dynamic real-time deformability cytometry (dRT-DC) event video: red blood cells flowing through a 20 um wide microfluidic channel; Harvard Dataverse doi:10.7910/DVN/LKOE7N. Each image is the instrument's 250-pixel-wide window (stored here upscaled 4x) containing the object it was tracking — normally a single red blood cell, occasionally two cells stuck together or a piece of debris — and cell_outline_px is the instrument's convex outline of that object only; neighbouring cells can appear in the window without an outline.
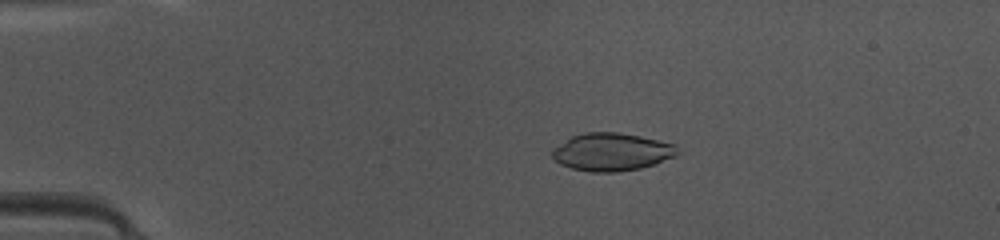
{"species": "common noctule bat (a hibernating species)", "species_latin": "Nyctalus noctula", "temperature_condition": "warm", "stored_images_in_passage": 47, "camera_frame_rate_fps": 3000, "um_per_image_px": 0.085, "animal": {"sex": "female", "body_mass_g": 10.0, "forearm_length_mm": 53.1}, "frame": {"image": 1, "passage_image": 10, "time_ms": 3.0, "image_size_px": [1000, 240], "cell_outline_px": [[680, 152], [676, 156], [656, 164], [640, 168], [616, 172], [592, 172], [572, 168], [560, 164], [552, 156], [552, 148], [572, 136], [584, 132], [616, 132], [640, 136], [676, 144]], "centroid_in_image_um": [52.02, 12.91], "position_along_channel_um": 33.0, "area_um2": 27.69}}
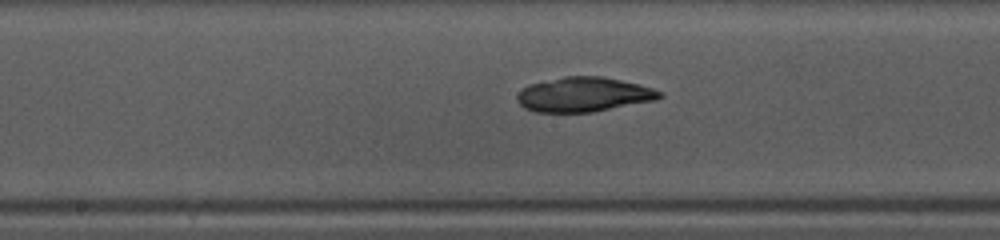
{"frame": {"image": 2, "passage_image": 25, "time_ms": 8.0, "image_size_px": [1000, 240], "cell_outline_px": [[664, 96], [656, 100], [592, 112], [536, 112], [524, 108], [516, 100], [516, 96], [528, 84], [564, 76], [604, 76], [640, 84], [664, 92]], "centroid_in_image_um": [49.64, 8.03], "position_along_channel_um": 198.6, "area_um2": 28.9}}
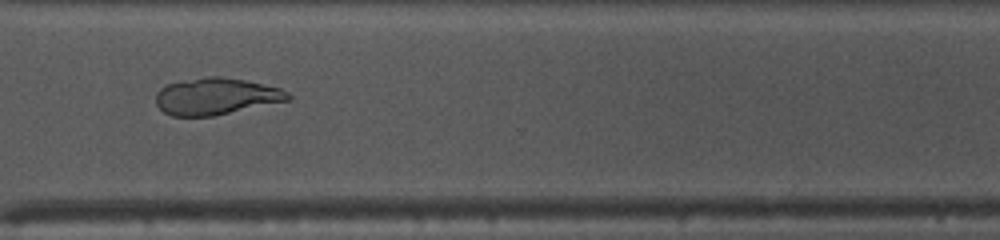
{"frame": {"image": 3, "passage_image": 36, "time_ms": 11.667, "image_size_px": [1000, 240], "cell_outline_px": [[292, 100], [212, 116], [172, 116], [164, 112], [156, 104], [156, 92], [160, 88], [168, 84], [208, 76], [216, 76], [244, 80], [280, 88], [288, 92], [292, 96]], "centroid_in_image_um": [18.39, 8.2], "position_along_channel_um": 352.2, "area_um2": 28.15}, "authors_computed_cell_mechanics": {"area_um2": 28.6688, "velocity_mm_per_s": 4.2074, "shape_relaxation_time_tau1_ms": null, "shape_relaxation_time_tau2_ms": 11.1468, "deformation_change_tau1": null, "deformation_change_tau2": 0.1325}}